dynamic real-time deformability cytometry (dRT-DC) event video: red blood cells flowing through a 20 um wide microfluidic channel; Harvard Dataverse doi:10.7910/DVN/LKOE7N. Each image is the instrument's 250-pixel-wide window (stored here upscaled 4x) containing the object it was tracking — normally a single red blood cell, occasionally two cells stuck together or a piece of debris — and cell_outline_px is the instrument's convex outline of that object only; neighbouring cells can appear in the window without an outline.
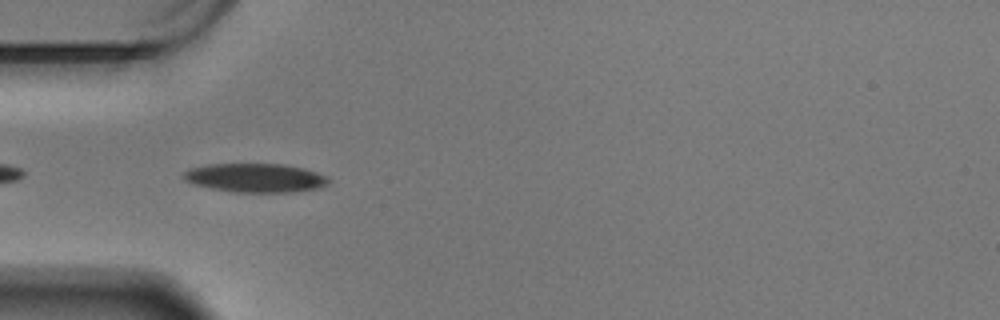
{"species": "Egyptian fruit bat (a non-hibernating species)", "species_latin": "Rousettus aegyptiacus", "temperature_condition": "warm", "stored_images_in_passage": 25, "camera_frame_rate_fps": 3000, "um_per_image_px": 0.085, "animal": {"sex": "male"}, "frame": {"image": 1, "passage_image": 2, "time_ms": 0.333, "image_size_px": [1000, 320], "cell_outline_px": [[332, 180], [328, 184], [320, 188], [292, 192], [236, 192], [212, 188], [192, 184], [184, 180], [184, 172], [192, 168], [208, 164], [284, 164], [304, 168], [328, 176]], "centroid_in_image_um": [21.77, 15.12], "position_along_channel_um": 63.2, "area_um2": 24.45}}
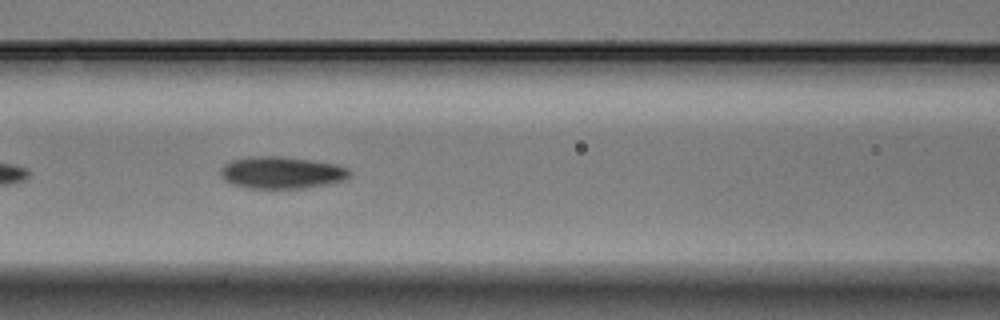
{"frame": {"image": 2, "passage_image": 9, "time_ms": 2.667, "image_size_px": [1000, 320], "cell_outline_px": [[352, 172], [344, 180], [304, 188], [244, 188], [232, 184], [224, 180], [220, 176], [220, 168], [224, 164], [232, 160], [252, 156], [280, 156], [336, 164], [348, 168]], "centroid_in_image_um": [23.88, 14.67], "position_along_channel_um": 142.7, "area_um2": 24.04}}
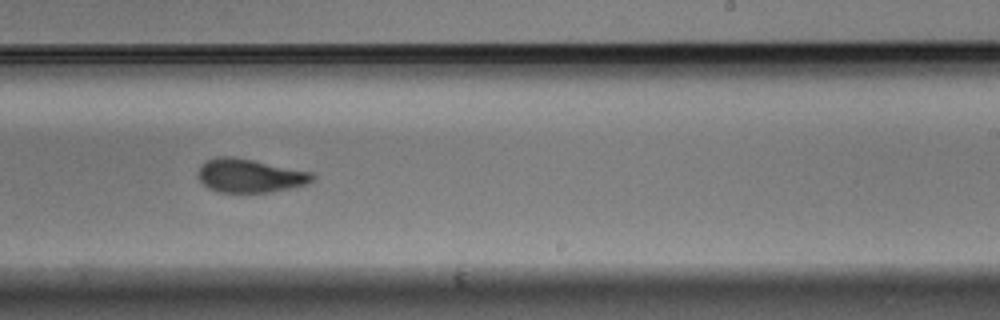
{"frame": {"image": 3, "passage_image": 20, "time_ms": 6.333, "image_size_px": [1000, 320], "cell_outline_px": [[316, 176], [308, 184], [268, 192], [220, 192], [208, 188], [196, 176], [196, 172], [200, 164], [204, 160], [216, 156], [232, 156], [312, 172]], "centroid_in_image_um": [21.17, 14.92], "position_along_channel_um": 267.8, "area_um2": 22.48}}